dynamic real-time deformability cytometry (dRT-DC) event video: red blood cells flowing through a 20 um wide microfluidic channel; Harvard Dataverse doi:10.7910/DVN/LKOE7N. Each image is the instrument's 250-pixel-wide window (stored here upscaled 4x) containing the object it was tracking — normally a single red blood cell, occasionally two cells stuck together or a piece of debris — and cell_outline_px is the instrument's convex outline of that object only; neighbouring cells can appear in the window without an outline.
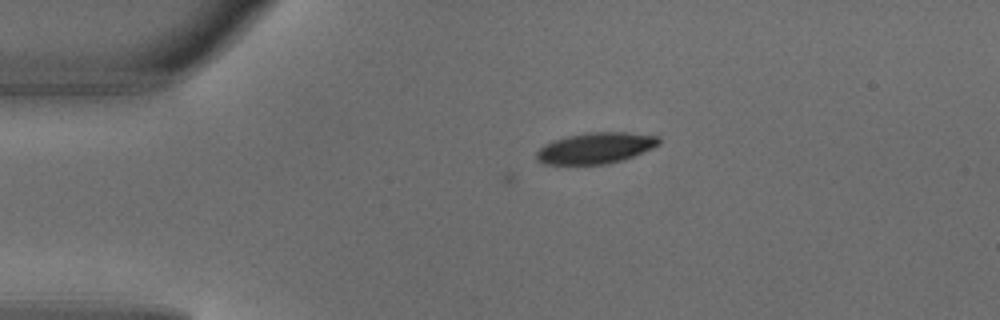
{"species": "common noctule bat (a hibernating species)", "species_latin": "Nyctalus noctula", "temperature_condition": "warm", "stored_images_in_passage": 4, "camera_frame_rate_fps": 3000, "um_per_image_px": 0.085, "animal": {"sex": "male", "body_mass_g": 18.8}, "frame": {"image": 1, "passage_image": 3, "time_ms": 0.667, "image_size_px": [1000, 320], "cell_outline_px": [[660, 144], [652, 148], [624, 160], [608, 164], [544, 164], [536, 160], [536, 152], [544, 144], [552, 140], [584, 132], [628, 132], [660, 136]], "centroid_in_image_um": [50.63, 12.58], "position_along_channel_um": 34.4, "area_um2": 22.37}}